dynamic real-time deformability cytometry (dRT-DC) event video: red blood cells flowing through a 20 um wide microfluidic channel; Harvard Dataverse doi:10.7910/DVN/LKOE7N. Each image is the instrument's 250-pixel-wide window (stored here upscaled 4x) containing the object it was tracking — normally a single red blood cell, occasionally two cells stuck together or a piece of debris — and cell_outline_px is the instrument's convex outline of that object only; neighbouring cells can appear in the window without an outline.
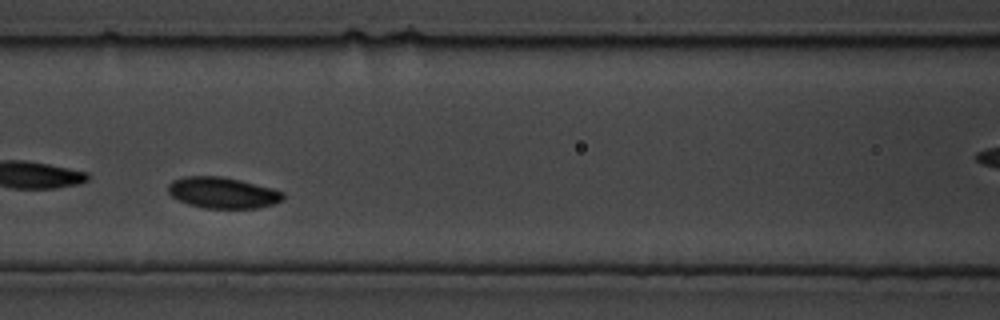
{"species": "common noctule bat (a hibernating species)", "species_latin": "Nyctalus noctula", "temperature_condition": "cold", "stored_images_in_passage": 15, "camera_frame_rate_fps": 3000, "um_per_image_px": 0.085, "animal": {"sex": "male", "body_mass_g": 19.5, "forearm_length_mm": 54.6}, "frame": {"image": 1, "passage_image": 11, "time_ms": 3.333, "image_size_px": [1000, 320], "cell_outline_px": [[284, 200], [260, 208], [204, 208], [188, 204], [172, 196], [168, 192], [168, 184], [172, 180], [184, 176], [220, 176], [240, 180], [272, 188], [284, 192]], "centroid_in_image_um": [18.93, 16.38], "position_along_channel_um": 147.7, "area_um2": 20.87}}
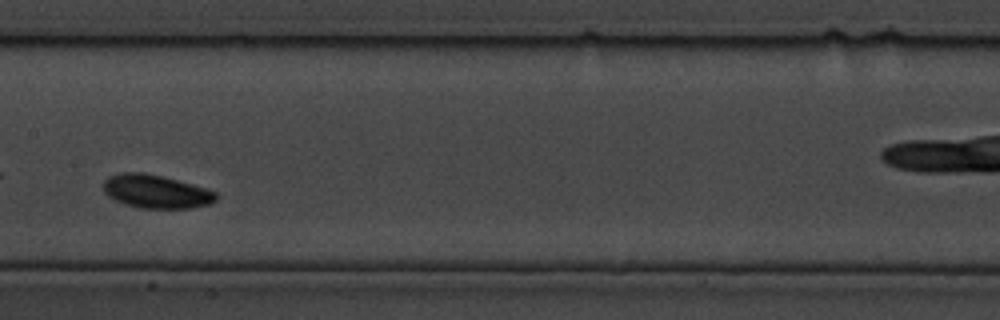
{"frame": {"image": 2, "passage_image": 13, "time_ms": 4.0, "image_size_px": [1000, 320], "cell_outline_px": [[220, 196], [216, 200], [208, 204], [192, 208], [140, 208], [116, 200], [108, 196], [104, 192], [104, 180], [108, 176], [120, 172], [144, 172], [192, 184], [216, 192]], "centroid_in_image_um": [13.26, 16.27], "position_along_channel_um": 194.1, "area_um2": 21.79}}